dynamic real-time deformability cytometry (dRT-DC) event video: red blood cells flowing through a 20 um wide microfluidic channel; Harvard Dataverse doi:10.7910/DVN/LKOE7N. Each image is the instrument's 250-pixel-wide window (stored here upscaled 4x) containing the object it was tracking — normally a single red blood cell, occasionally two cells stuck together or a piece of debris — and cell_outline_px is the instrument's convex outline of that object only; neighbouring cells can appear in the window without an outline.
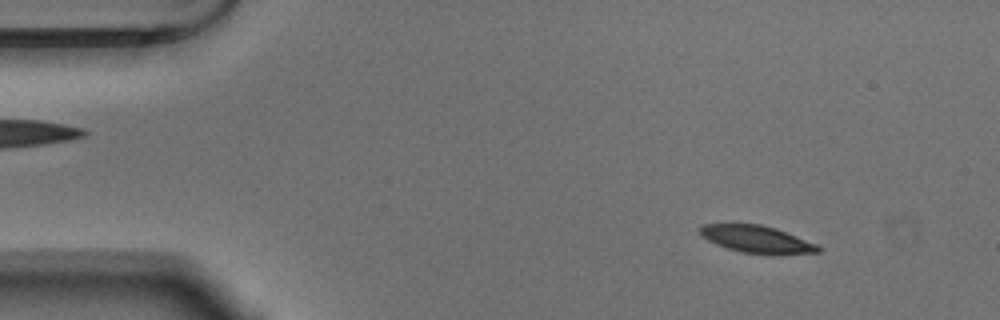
{"species": "Egyptian fruit bat (a non-hibernating species)", "species_latin": "Rousettus aegyptiacus", "temperature_condition": "warm", "stored_images_in_passage": 52, "camera_frame_rate_fps": 3000, "um_per_image_px": 0.085, "animal": {"sex": "male"}, "frame": {"image": 1, "passage_image": 3, "time_ms": 0.667, "image_size_px": [1000, 320], "cell_outline_px": [[820, 252], [740, 252], [716, 244], [708, 240], [696, 228], [700, 224], [760, 224], [776, 228], [816, 244], [820, 248]], "centroid_in_image_um": [64.21, 20.28], "position_along_channel_um": 20.8, "area_um2": 17.86}}
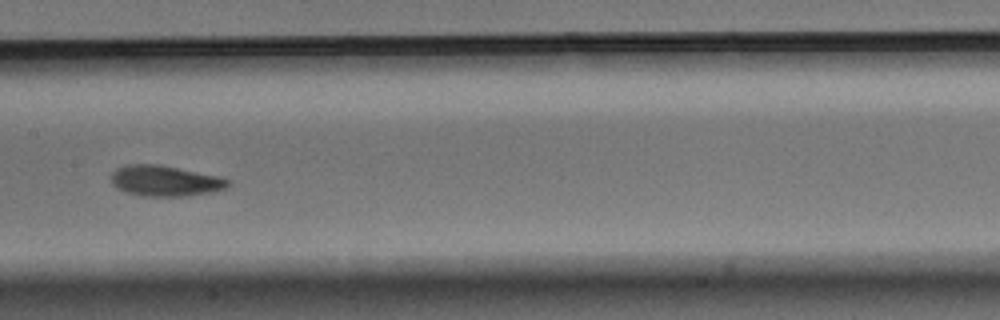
{"frame": {"image": 2, "passage_image": 24, "time_ms": 7.667, "image_size_px": [1000, 320], "cell_outline_px": [[232, 184], [228, 188], [212, 192], [188, 196], [144, 196], [128, 192], [116, 188], [112, 184], [112, 172], [116, 168], [128, 164], [160, 164], [220, 176], [232, 180]], "centroid_in_image_um": [14.1, 15.37], "position_along_channel_um": 193.3, "area_um2": 21.21}}
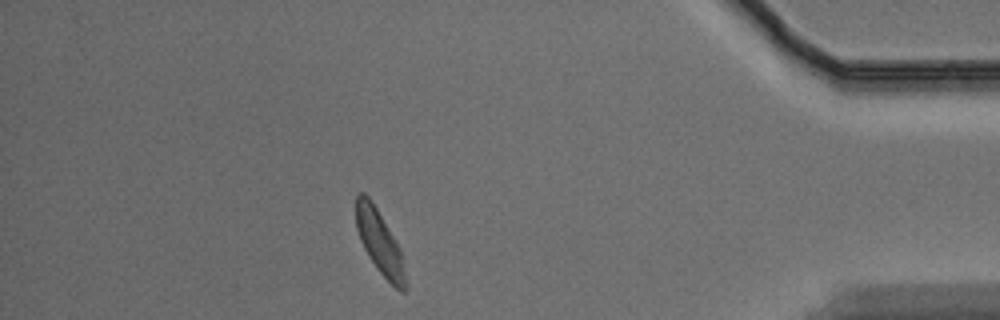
{"frame": {"image": 3, "passage_image": 45, "time_ms": 14.667, "image_size_px": [1000, 320], "cell_outline_px": [[408, 288], [404, 292], [400, 292], [376, 268], [368, 256], [360, 240], [356, 228], [356, 196], [360, 192], [364, 192], [368, 196], [376, 208], [400, 248], [404, 256], [408, 284]], "centroid_in_image_um": [32.31, 20.67], "position_along_channel_um": 402.9, "area_um2": 18.55}, "authors_computed_cell_mechanics": {"area_um2": 19.9121, "velocity_mm_per_s": 3.6244, "shape_relaxation_time_tau1_ms": 4.1258, "shape_relaxation_time_tau2_ms": 5.3634, "deformation_change_tau1": 0.1195, "deformation_change_tau2": 0.1088}}